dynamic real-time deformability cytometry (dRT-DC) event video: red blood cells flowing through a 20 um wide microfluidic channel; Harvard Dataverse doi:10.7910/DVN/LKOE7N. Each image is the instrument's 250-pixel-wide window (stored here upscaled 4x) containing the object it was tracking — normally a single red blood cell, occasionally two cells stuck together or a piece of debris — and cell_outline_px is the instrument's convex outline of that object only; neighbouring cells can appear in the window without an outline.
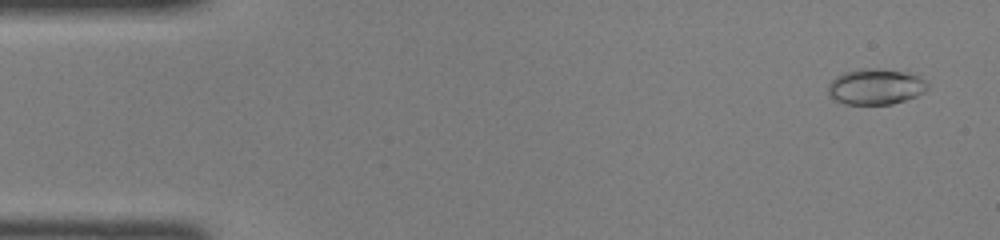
{"species": "common noctule bat (a hibernating species)", "species_latin": "Nyctalus noctula", "temperature_condition": "room temperature", "stored_images_in_passage": 46, "camera_frame_rate_fps": 3000, "um_per_image_px": 0.085, "animal": {"sex": "female", "body_mass_g": 22.0, "forearm_length_mm": 56.7}, "frame": {"image": 1, "passage_image": 2, "time_ms": 0.333, "image_size_px": [1000, 240], "cell_outline_px": [[928, 88], [924, 92], [916, 96], [892, 104], [844, 104], [828, 96], [828, 84], [836, 76], [844, 72], [860, 68], [876, 68], [908, 72], [920, 76], [928, 84]], "centroid_in_image_um": [74.42, 7.36], "position_along_channel_um": 10.6, "area_um2": 20.92}}
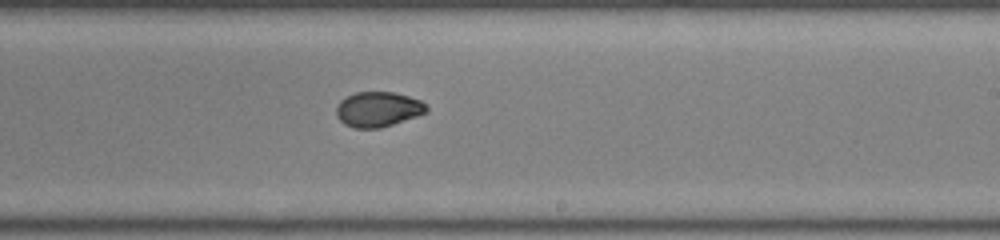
{"frame": {"image": 2, "passage_image": 27, "time_ms": 8.667, "image_size_px": [1000, 240], "cell_outline_px": [[428, 112], [380, 128], [352, 128], [344, 124], [336, 116], [336, 108], [340, 100], [356, 92], [392, 92], [408, 96], [420, 100], [428, 108]], "centroid_in_image_um": [32.11, 9.29], "position_along_channel_um": 256.9, "area_um2": 18.32}}
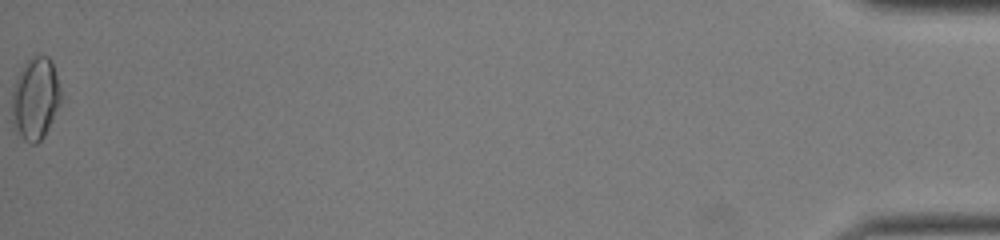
{"frame": {"image": 3, "passage_image": 46, "time_ms": 15.0, "image_size_px": [1000, 240], "cell_outline_px": [[60, 104], [44, 136], [36, 144], [32, 144], [24, 140], [12, 128], [12, 88], [24, 64], [32, 56], [40, 52], [48, 56], [52, 60], [60, 88]], "centroid_in_image_um": [2.99, 8.36], "position_along_channel_um": 432.2, "area_um2": 23.7}}